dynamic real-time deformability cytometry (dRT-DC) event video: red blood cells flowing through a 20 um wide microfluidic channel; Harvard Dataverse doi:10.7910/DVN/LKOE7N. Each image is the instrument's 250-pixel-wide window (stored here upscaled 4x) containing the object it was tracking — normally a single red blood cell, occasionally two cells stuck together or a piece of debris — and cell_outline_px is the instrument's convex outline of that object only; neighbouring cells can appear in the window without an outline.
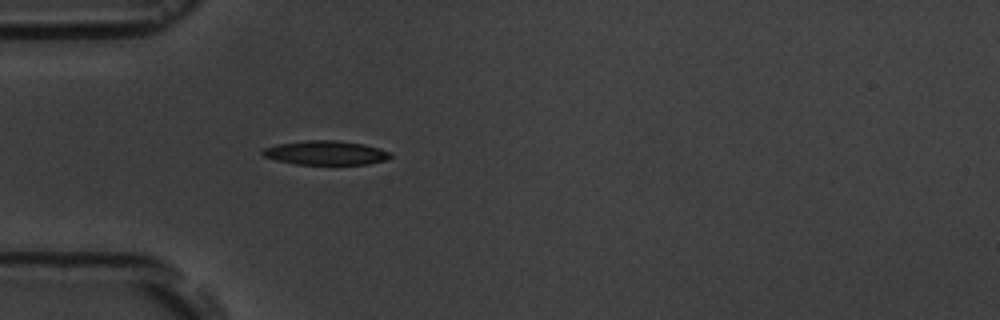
{"species": "common noctule bat (a hibernating species)", "species_latin": "Nyctalus noctula", "temperature_condition": "room temperature", "stored_images_in_passage": 4, "camera_frame_rate_fps": 3000, "um_per_image_px": 0.085, "animal": {"sex": "male", "body_mass_g": 19.5, "forearm_length_mm": 54.6}, "frame": {"image": 1, "passage_image": 4, "time_ms": 3.667, "image_size_px": [1000, 320], "cell_outline_px": [[392, 156], [384, 160], [368, 164], [296, 164], [276, 160], [264, 156], [260, 152], [264, 148], [276, 144], [308, 140], [336, 140], [364, 144], [380, 148], [392, 152]], "centroid_in_image_um": [27.69, 12.98], "position_along_channel_um": 57.3, "area_um2": 17.98}}